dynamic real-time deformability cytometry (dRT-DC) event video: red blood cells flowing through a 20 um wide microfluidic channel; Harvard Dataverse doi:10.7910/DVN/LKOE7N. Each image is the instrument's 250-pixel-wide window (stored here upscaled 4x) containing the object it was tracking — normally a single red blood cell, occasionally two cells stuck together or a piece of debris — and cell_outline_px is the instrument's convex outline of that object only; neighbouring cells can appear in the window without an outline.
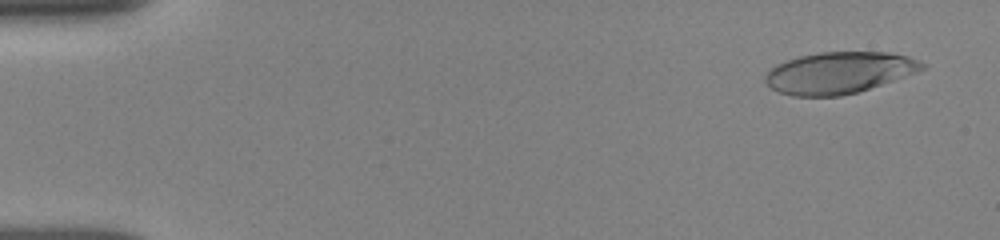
{"species": "human", "species_latin": "Homo sapiens", "temperature_condition": "room temperature", "stored_images_in_passage": 22, "camera_frame_rate_fps": 3000, "um_per_image_px": 0.085, "donor": {"sex": "female"}, "frame": {"image": 1, "passage_image": 2, "time_ms": 0.333, "image_size_px": [1000, 240], "cell_outline_px": [[924, 68], [916, 72], [856, 92], [840, 96], [792, 96], [780, 92], [772, 88], [764, 80], [764, 76], [776, 64], [800, 56], [820, 52], [888, 52], [908, 56], [920, 60], [924, 64]], "centroid_in_image_um": [71.3, 6.17], "position_along_channel_um": 13.7, "area_um2": 37.51}}
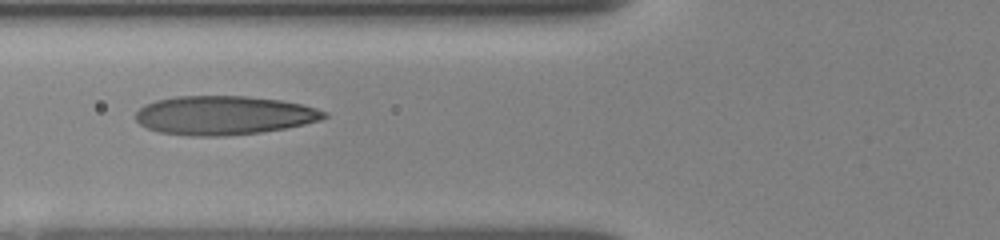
{"frame": {"image": 2, "passage_image": 16, "time_ms": 6.0, "image_size_px": [1000, 240], "cell_outline_px": [[328, 116], [320, 120], [304, 124], [284, 128], [260, 132], [224, 136], [188, 136], [160, 132], [148, 128], [140, 124], [136, 120], [136, 112], [144, 104], [156, 100], [176, 96], [244, 96], [280, 100], [300, 104], [316, 108], [328, 112]], "centroid_in_image_um": [19.02, 9.8], "position_along_channel_um": 106.8, "area_um2": 42.66}}
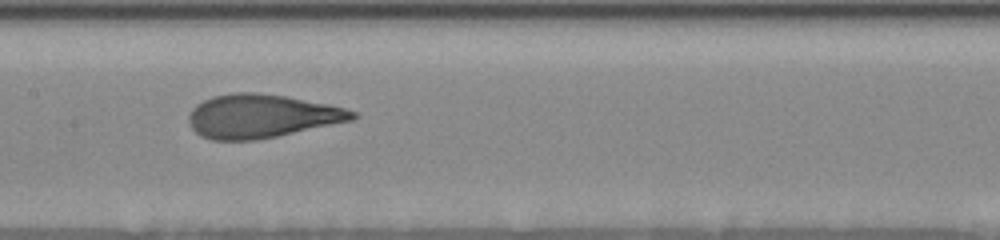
{"frame": {"image": 3, "passage_image": 21, "time_ms": 8.0, "image_size_px": [1000, 240], "cell_outline_px": [[360, 116], [356, 120], [256, 140], [212, 140], [200, 136], [192, 128], [188, 120], [188, 116], [192, 108], [196, 104], [212, 96], [232, 92], [256, 92], [284, 96], [328, 104], [344, 108], [356, 112]], "centroid_in_image_um": [22.23, 9.87], "position_along_channel_um": 185.2, "area_um2": 41.73}}